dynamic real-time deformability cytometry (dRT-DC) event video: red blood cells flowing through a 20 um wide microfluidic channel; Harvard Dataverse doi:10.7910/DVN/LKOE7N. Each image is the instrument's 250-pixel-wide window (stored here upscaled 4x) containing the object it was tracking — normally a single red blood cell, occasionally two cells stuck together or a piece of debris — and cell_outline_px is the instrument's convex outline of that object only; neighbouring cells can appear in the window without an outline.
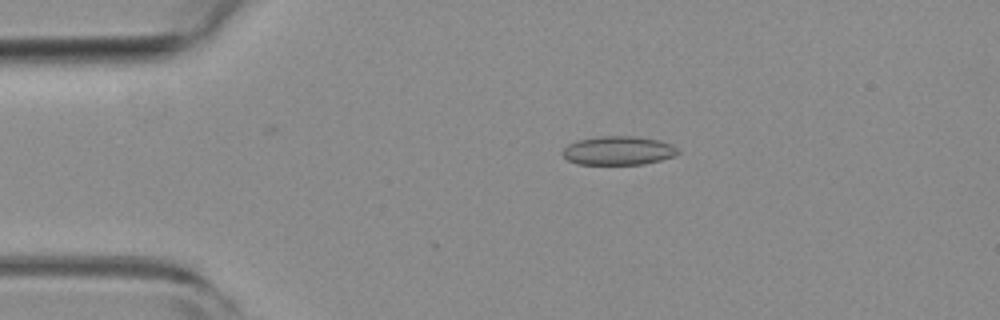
{"species": "common noctule bat (a hibernating species)", "species_latin": "Nyctalus noctula", "temperature_condition": "room temperature", "stored_images_in_passage": 20, "camera_frame_rate_fps": 3000, "um_per_image_px": 0.085, "animal": {"sex": "female", "body_mass_g": 19.3, "forearm_length_mm": 54.1}, "frame": {"image": 1, "passage_image": 11, "time_ms": 3.333, "image_size_px": [1000, 320], "cell_outline_px": [[680, 152], [676, 156], [644, 164], [576, 164], [568, 160], [560, 152], [568, 144], [576, 140], [600, 136], [636, 136], [656, 140], [672, 144]], "centroid_in_image_um": [52.54, 12.8], "position_along_channel_um": 32.5, "area_um2": 19.42}}
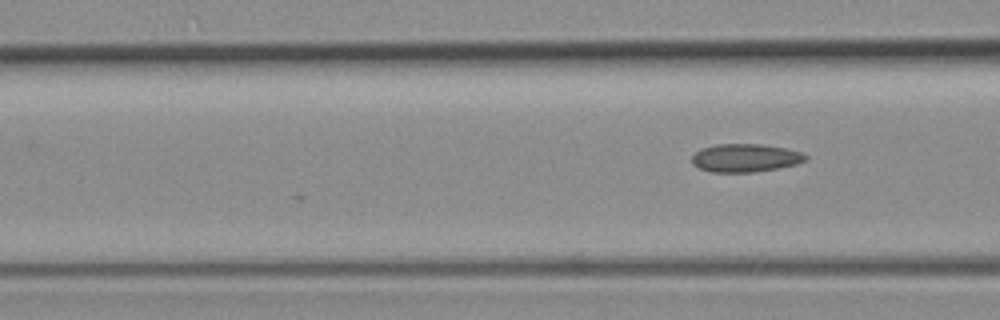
{"frame": {"image": 2, "passage_image": 20, "time_ms": 6.333, "image_size_px": [1000, 320], "cell_outline_px": [[808, 156], [804, 160], [796, 164], [780, 168], [756, 172], [712, 172], [700, 168], [692, 164], [692, 156], [696, 152], [704, 148], [716, 144], [764, 144], [788, 148], [804, 152]], "centroid_in_image_um": [63.4, 13.42], "position_along_channel_um": 103.2, "area_um2": 18.79}}